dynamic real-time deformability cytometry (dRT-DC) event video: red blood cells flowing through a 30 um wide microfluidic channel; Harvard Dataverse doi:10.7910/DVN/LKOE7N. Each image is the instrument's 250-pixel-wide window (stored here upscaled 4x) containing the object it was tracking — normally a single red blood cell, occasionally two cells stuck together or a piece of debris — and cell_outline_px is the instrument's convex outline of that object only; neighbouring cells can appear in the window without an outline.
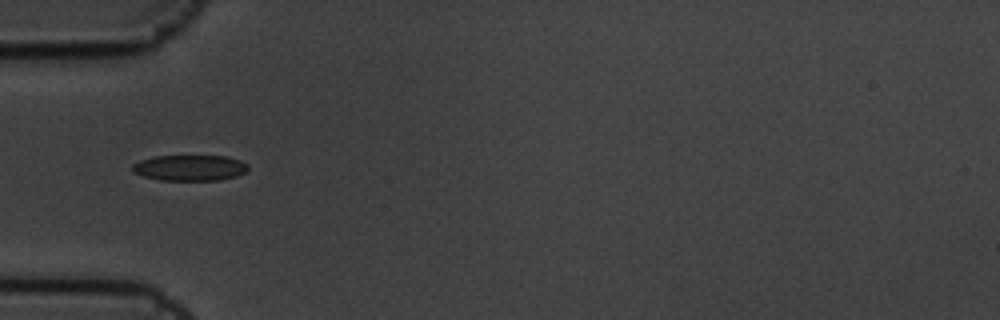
{"species": "common noctule bat (a hibernating species)", "species_latin": "Nyctalus noctula", "temperature_condition": "cold", "stored_images_in_passage": 8, "camera_frame_rate_fps": 3000, "um_per_image_px": 0.085, "animal": {"sex": "male", "body_mass_g": 19.5, "forearm_length_mm": 54.6}, "frame": {"image": 1, "passage_image": 6, "time_ms": 1.667, "image_size_px": [1000, 320], "cell_outline_px": [[248, 168], [244, 172], [236, 176], [220, 180], [160, 180], [144, 176], [132, 172], [132, 164], [140, 160], [156, 156], [228, 156], [240, 160], [248, 164]], "centroid_in_image_um": [16.13, 14.26], "position_along_channel_um": 68.9, "area_um2": 17.4}}
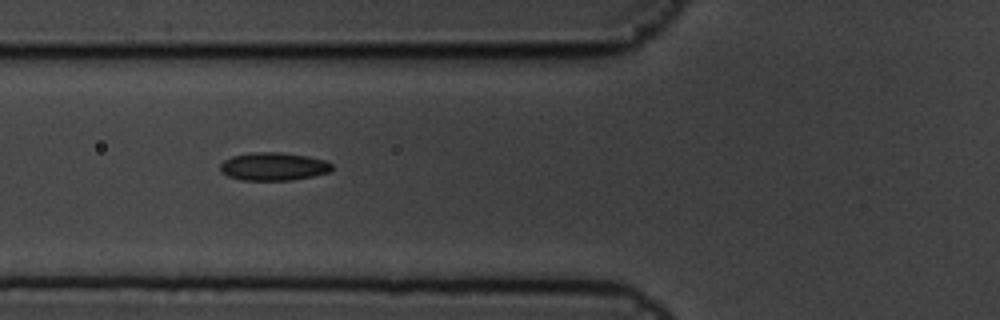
{"frame": {"image": 2, "passage_image": 7, "time_ms": 2.0, "image_size_px": [1000, 320], "cell_outline_px": [[332, 168], [328, 172], [312, 176], [292, 180], [244, 180], [228, 176], [220, 172], [220, 164], [224, 160], [232, 156], [248, 152], [280, 152], [308, 156], [324, 160], [332, 164]], "centroid_in_image_um": [23.21, 14.14], "position_along_channel_um": 102.6, "area_um2": 18.26}}
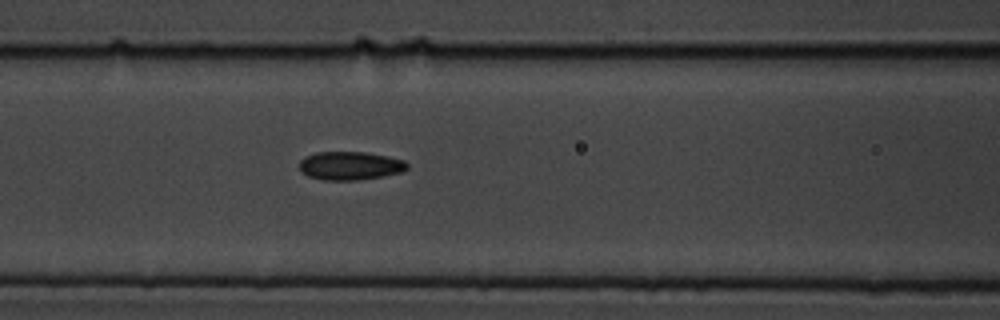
{"frame": {"image": 3, "passage_image": 8, "time_ms": 2.333, "image_size_px": [1000, 320], "cell_outline_px": [[408, 168], [400, 172], [380, 176], [356, 180], [324, 180], [308, 176], [300, 172], [300, 160], [304, 156], [316, 152], [364, 152], [388, 156], [404, 160], [408, 164]], "centroid_in_image_um": [29.72, 14.08], "position_along_channel_um": 136.9, "area_um2": 17.8}}